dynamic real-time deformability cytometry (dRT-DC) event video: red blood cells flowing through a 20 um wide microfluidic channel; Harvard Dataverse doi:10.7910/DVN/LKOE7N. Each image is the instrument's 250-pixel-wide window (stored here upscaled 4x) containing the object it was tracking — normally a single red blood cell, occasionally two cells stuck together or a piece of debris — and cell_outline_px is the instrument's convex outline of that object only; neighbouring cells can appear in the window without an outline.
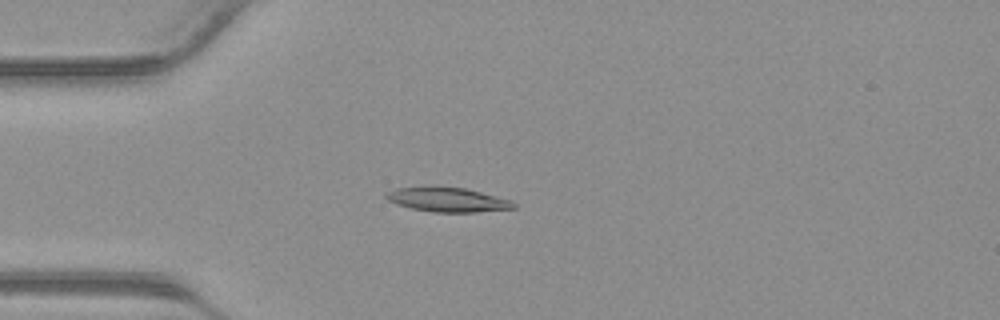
{"species": "common noctule bat (a hibernating species)", "species_latin": "Nyctalus noctula", "temperature_condition": "warm", "stored_images_in_passage": 41, "camera_frame_rate_fps": 3000, "um_per_image_px": 0.085, "animal": {"sex": "male", "body_mass_g": 23.1, "forearm_length_mm": 52.7}, "frame": {"image": 1, "passage_image": 11, "time_ms": 3.333, "image_size_px": [1000, 320], "cell_outline_px": [[516, 208], [476, 212], [432, 212], [412, 208], [396, 204], [388, 200], [384, 196], [388, 192], [396, 188], [464, 188], [512, 200], [516, 204]], "centroid_in_image_um": [38.09, 17.0], "position_along_channel_um": 46.9, "area_um2": 17.57}}
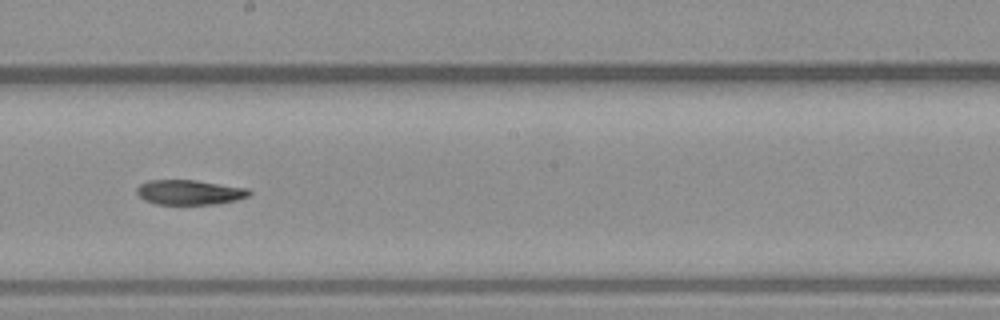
{"frame": {"image": 2, "passage_image": 23, "time_ms": 7.333, "image_size_px": [1000, 320], "cell_outline_px": [[252, 192], [248, 196], [236, 200], [216, 204], [156, 204], [144, 200], [136, 192], [136, 188], [140, 184], [148, 180], [196, 180], [248, 188]], "centroid_in_image_um": [16.1, 16.34], "position_along_channel_um": 232.1, "area_um2": 16.3}}
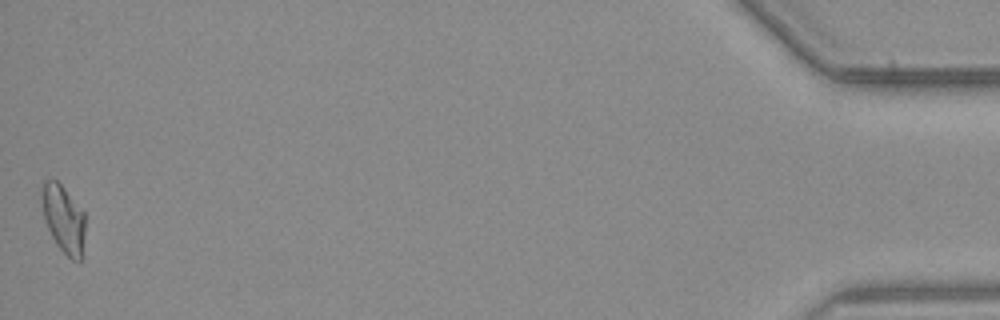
{"frame": {"image": 3, "passage_image": 41, "time_ms": 13.333, "image_size_px": [1000, 320], "cell_outline_px": [[84, 236], [80, 264], [72, 260], [56, 244], [44, 220], [40, 196], [40, 192], [44, 180], [56, 180], [64, 188], [84, 212]], "centroid_in_image_um": [5.37, 18.6], "position_along_channel_um": 429.8, "area_um2": 17.11}}